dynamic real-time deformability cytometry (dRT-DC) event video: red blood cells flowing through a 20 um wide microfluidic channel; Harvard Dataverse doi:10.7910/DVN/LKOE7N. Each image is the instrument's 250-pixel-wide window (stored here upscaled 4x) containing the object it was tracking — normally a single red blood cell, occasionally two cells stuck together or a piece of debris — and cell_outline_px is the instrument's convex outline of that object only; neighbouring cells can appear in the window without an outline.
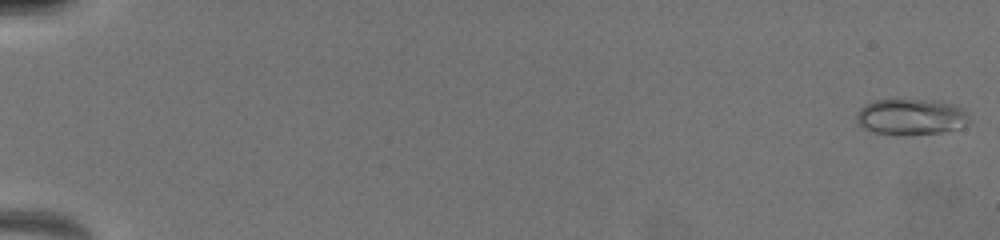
{"species": "common noctule bat (a hibernating species)", "species_latin": "Nyctalus noctula", "temperature_condition": "warm", "stored_images_in_passage": 70, "camera_frame_rate_fps": 3000, "um_per_image_px": 0.085, "animal": {"sex": "female", "body_mass_g": 19.5, "forearm_length_mm": 54.1}, "frame": {"image": 1, "passage_image": 1, "time_ms": 0.0, "image_size_px": [1000, 240], "cell_outline_px": [[964, 124], [960, 128], [940, 132], [908, 136], [904, 136], [872, 132], [864, 128], [856, 120], [856, 116], [860, 108], [876, 100], [932, 100], [952, 104], [964, 108]], "centroid_in_image_um": [77.37, 9.95], "position_along_channel_um": 7.6, "area_um2": 23.35}}
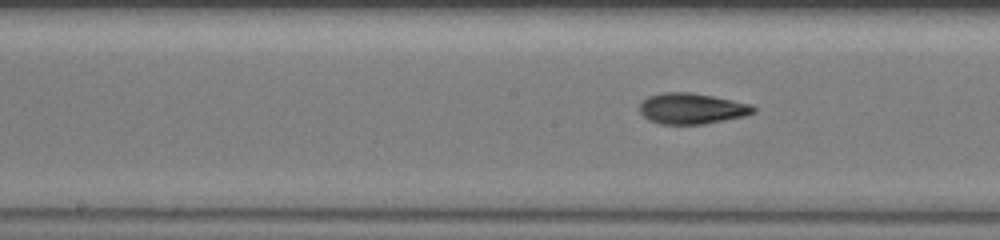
{"frame": {"image": 2, "passage_image": 52, "time_ms": 9.667, "image_size_px": [1000, 240], "cell_outline_px": [[756, 108], [752, 112], [744, 116], [704, 124], [660, 124], [648, 120], [640, 112], [640, 104], [644, 100], [652, 96], [668, 92], [688, 92], [712, 96], [748, 104]], "centroid_in_image_um": [58.77, 9.24], "position_along_channel_um": 189.4, "area_um2": 19.94}}
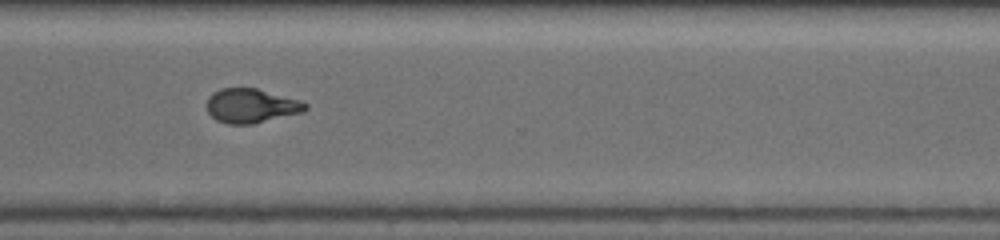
{"frame": {"image": 3, "passage_image": 69, "time_ms": 13.667, "image_size_px": [1000, 240], "cell_outline_px": [[308, 108], [300, 112], [252, 124], [228, 124], [216, 120], [208, 112], [208, 100], [216, 92], [224, 88], [256, 88], [296, 100], [308, 104]], "centroid_in_image_um": [21.33, 9.0], "position_along_channel_um": 349.3, "area_um2": 18.96}}